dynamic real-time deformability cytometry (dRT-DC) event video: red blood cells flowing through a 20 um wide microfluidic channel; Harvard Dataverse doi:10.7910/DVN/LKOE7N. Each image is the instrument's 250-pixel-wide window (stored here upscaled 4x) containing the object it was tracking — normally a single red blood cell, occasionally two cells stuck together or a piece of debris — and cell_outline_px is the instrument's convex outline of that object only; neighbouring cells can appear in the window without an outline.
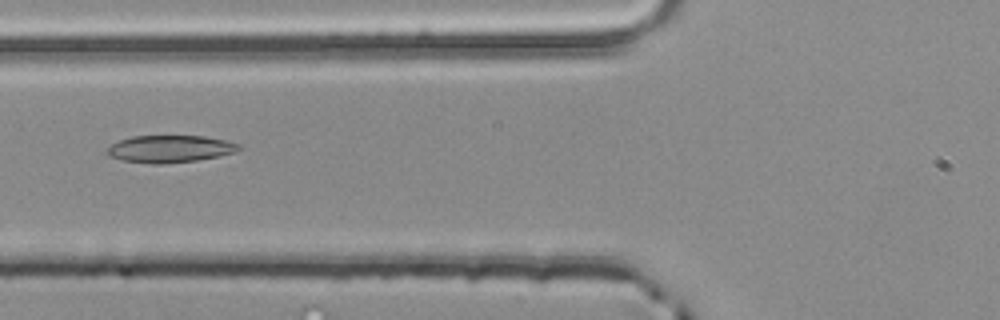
{"species": "common noctule bat (a hibernating species)", "species_latin": "Nyctalus noctula", "temperature_condition": "room temperature", "stored_images_in_passage": 3, "camera_frame_rate_fps": 3000, "um_per_image_px": 0.085, "animal": {"sex": "male", "body_mass_g": 20.4}, "frame": {"image": 1, "passage_image": 3, "time_ms": 0.667, "image_size_px": [1000, 320], "cell_outline_px": [[240, 148], [232, 152], [216, 156], [196, 160], [160, 164], [152, 164], [124, 160], [108, 156], [108, 148], [112, 144], [120, 140], [132, 136], [204, 136], [224, 140], [240, 144]], "centroid_in_image_um": [14.41, 12.65], "position_along_channel_um": 111.4, "area_um2": 20.46}}